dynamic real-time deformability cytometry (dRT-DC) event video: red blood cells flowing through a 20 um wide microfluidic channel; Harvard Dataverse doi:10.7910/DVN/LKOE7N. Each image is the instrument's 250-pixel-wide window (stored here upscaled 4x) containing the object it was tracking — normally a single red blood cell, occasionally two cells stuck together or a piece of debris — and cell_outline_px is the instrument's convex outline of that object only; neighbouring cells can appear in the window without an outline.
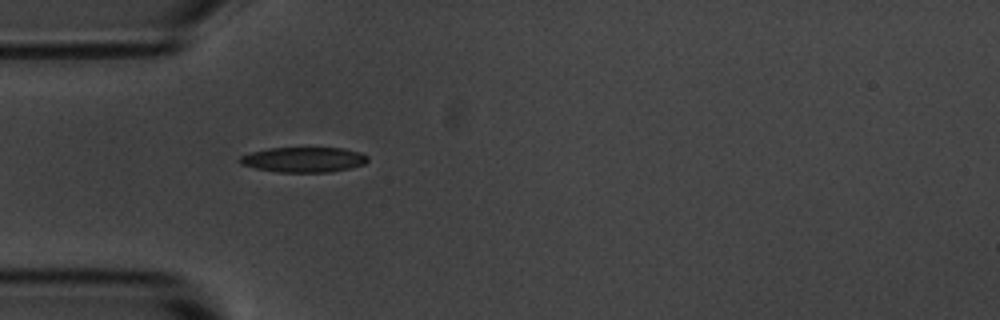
{"species": "common noctule bat (a hibernating species)", "species_latin": "Nyctalus noctula", "temperature_condition": "room temperature", "stored_images_in_passage": 4, "camera_frame_rate_fps": 3000, "um_per_image_px": 0.085, "animal": {"sex": "male", "body_mass_g": 20.1, "forearm_length_mm": 53.5}, "frame": {"image": 1, "passage_image": 4, "time_ms": 3.667, "image_size_px": [1000, 320], "cell_outline_px": [[368, 160], [364, 164], [348, 168], [328, 172], [276, 172], [256, 168], [240, 164], [236, 160], [240, 156], [252, 152], [268, 148], [344, 148], [360, 152], [368, 156]], "centroid_in_image_um": [25.78, 13.56], "position_along_channel_um": 59.2, "area_um2": 18.73}}